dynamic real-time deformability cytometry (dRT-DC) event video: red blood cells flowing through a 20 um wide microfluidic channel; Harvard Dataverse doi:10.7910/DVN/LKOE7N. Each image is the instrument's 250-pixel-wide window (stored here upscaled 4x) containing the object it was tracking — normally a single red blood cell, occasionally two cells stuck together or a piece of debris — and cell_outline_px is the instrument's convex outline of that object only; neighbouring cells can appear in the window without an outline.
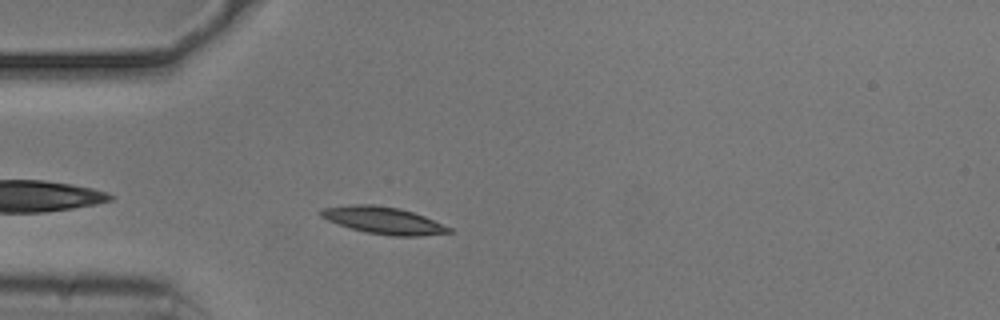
{"species": "common noctule bat (a hibernating species)", "species_latin": "Nyctalus noctula", "temperature_condition": "cold", "stored_images_in_passage": 37, "camera_frame_rate_fps": 3000, "um_per_image_px": 0.085, "animal": {"sex": "male", "body_mass_g": 20.5, "forearm_length_mm": 52.5}, "frame": {"image": 1, "passage_image": 3, "time_ms": 0.667, "image_size_px": [1000, 320], "cell_outline_px": [[452, 232], [420, 236], [392, 236], [368, 232], [352, 228], [328, 220], [320, 216], [320, 212], [324, 208], [348, 204], [372, 204], [400, 208], [424, 216], [452, 228]], "centroid_in_image_um": [32.61, 18.72], "position_along_channel_um": 52.4, "area_um2": 19.94}}
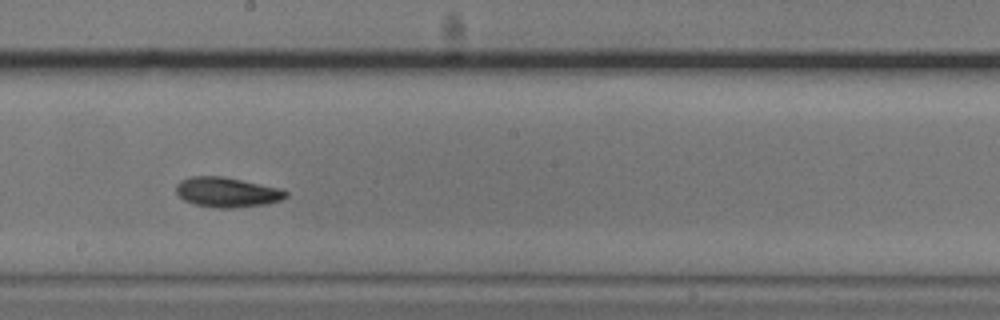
{"frame": {"image": 2, "passage_image": 18, "time_ms": 5.667, "image_size_px": [1000, 320], "cell_outline_px": [[288, 196], [280, 200], [268, 204], [232, 208], [216, 208], [196, 204], [184, 200], [176, 192], [176, 184], [180, 180], [192, 176], [224, 176], [260, 184], [276, 188], [288, 192]], "centroid_in_image_um": [19.27, 16.34], "position_along_channel_um": 228.9, "area_um2": 19.02}}
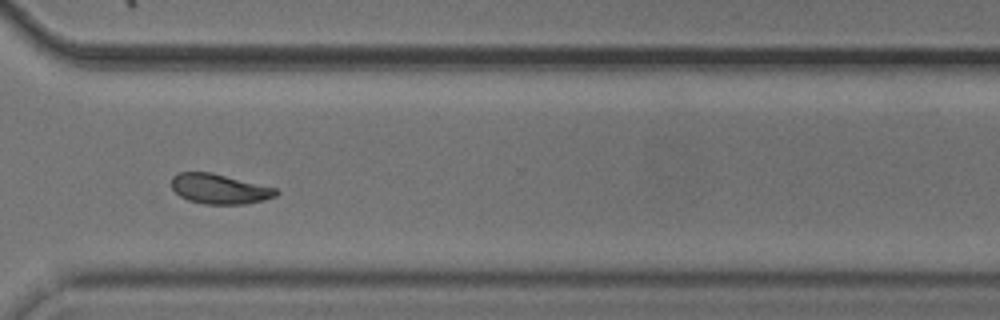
{"frame": {"image": 3, "passage_image": 28, "time_ms": 9.0, "image_size_px": [1000, 320], "cell_outline_px": [[280, 192], [276, 196], [264, 200], [244, 204], [204, 204], [188, 200], [180, 196], [172, 188], [172, 176], [180, 172], [212, 172], [276, 188]], "centroid_in_image_um": [18.66, 16.05], "position_along_channel_um": 351.9, "area_um2": 18.26}, "authors_computed_cell_mechanics": {"area_um2": 18.6694, "velocity_mm_per_s": 3.7037, "shape_relaxation_time_tau1_ms": 2.3674, "shape_relaxation_time_tau2_ms": 4.7358, "deformation_change_tau1": 0.109, "deformation_change_tau2": 0.0925}}